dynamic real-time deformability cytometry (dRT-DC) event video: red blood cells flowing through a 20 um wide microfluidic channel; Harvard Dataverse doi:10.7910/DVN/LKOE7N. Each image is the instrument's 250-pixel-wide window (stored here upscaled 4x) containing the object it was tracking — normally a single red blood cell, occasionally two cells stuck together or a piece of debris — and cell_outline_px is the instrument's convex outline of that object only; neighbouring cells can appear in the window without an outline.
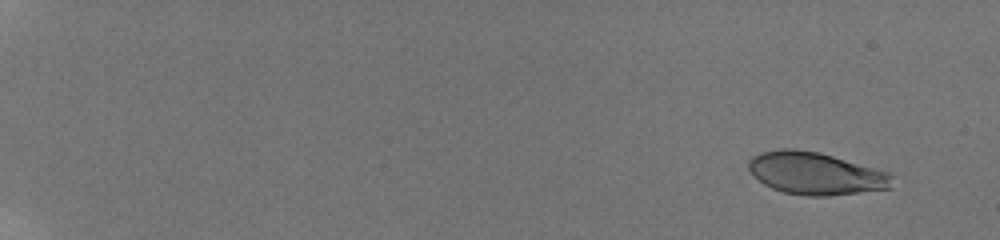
{"species": "human", "species_latin": "Homo sapiens", "temperature_condition": "room temperature", "stored_images_in_passage": 22, "camera_frame_rate_fps": 3000, "um_per_image_px": 0.085, "donor": {"sex": "male"}, "frame": {"image": 1, "passage_image": 2, "time_ms": 1.0, "image_size_px": [1000, 240], "cell_outline_px": [[892, 188], [828, 196], [808, 196], [784, 192], [772, 188], [764, 184], [748, 168], [748, 160], [752, 156], [760, 152], [780, 148], [792, 148], [820, 152], [892, 172]], "centroid_in_image_um": [69.36, 14.72], "position_along_channel_um": 15.6, "area_um2": 35.72}}
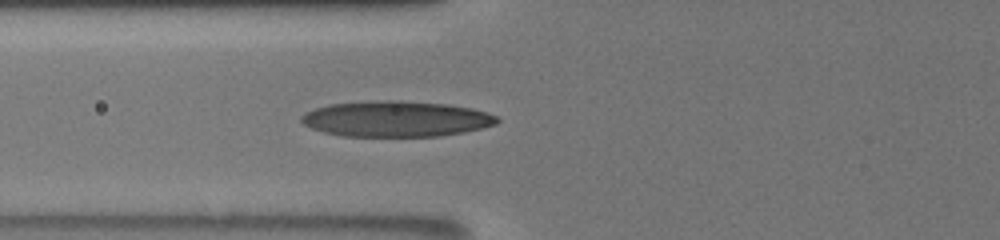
{"frame": {"image": 2, "passage_image": 13, "time_ms": 8.333, "image_size_px": [1000, 240], "cell_outline_px": [[500, 120], [496, 124], [464, 132], [440, 136], [344, 136], [324, 132], [312, 128], [304, 124], [300, 120], [300, 116], [304, 112], [328, 104], [380, 100], [400, 100], [448, 104], [472, 108], [488, 112], [496, 116]], "centroid_in_image_um": [33.67, 10.1], "position_along_channel_um": 92.1, "area_um2": 40.86}}
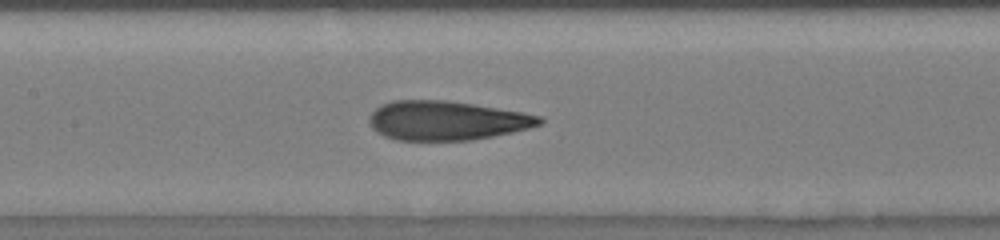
{"frame": {"image": 3, "passage_image": 18, "time_ms": 10.333, "image_size_px": [1000, 240], "cell_outline_px": [[544, 120], [540, 124], [528, 128], [512, 132], [472, 140], [396, 140], [384, 136], [376, 132], [368, 124], [368, 120], [372, 112], [380, 104], [392, 100], [444, 100], [472, 104], [524, 112], [540, 116]], "centroid_in_image_um": [37.91, 10.24], "position_along_channel_um": 169.5, "area_um2": 38.96}}